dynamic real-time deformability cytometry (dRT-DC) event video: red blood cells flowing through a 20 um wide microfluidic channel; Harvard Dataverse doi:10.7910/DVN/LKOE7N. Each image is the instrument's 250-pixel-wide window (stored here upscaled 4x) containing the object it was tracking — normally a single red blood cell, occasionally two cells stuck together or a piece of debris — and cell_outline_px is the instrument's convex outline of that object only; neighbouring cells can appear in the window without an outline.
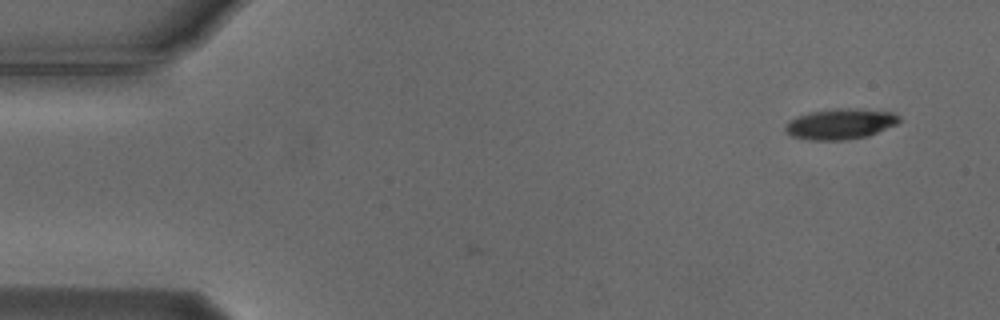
{"species": "Egyptian fruit bat (a non-hibernating species)", "species_latin": "Rousettus aegyptiacus", "temperature_condition": "cold", "stored_images_in_passage": 4, "camera_frame_rate_fps": 3000, "um_per_image_px": 0.085, "animal": {"sex": "male"}, "frame": {"image": 1, "passage_image": 4, "time_ms": 1.0, "image_size_px": [1000, 320], "cell_outline_px": [[900, 120], [896, 124], [868, 136], [844, 140], [808, 140], [792, 136], [784, 128], [788, 120], [796, 116], [808, 112], [836, 108], [856, 108], [892, 112], [900, 116]], "centroid_in_image_um": [71.41, 10.52], "position_along_channel_um": 13.6, "area_um2": 20.4}}